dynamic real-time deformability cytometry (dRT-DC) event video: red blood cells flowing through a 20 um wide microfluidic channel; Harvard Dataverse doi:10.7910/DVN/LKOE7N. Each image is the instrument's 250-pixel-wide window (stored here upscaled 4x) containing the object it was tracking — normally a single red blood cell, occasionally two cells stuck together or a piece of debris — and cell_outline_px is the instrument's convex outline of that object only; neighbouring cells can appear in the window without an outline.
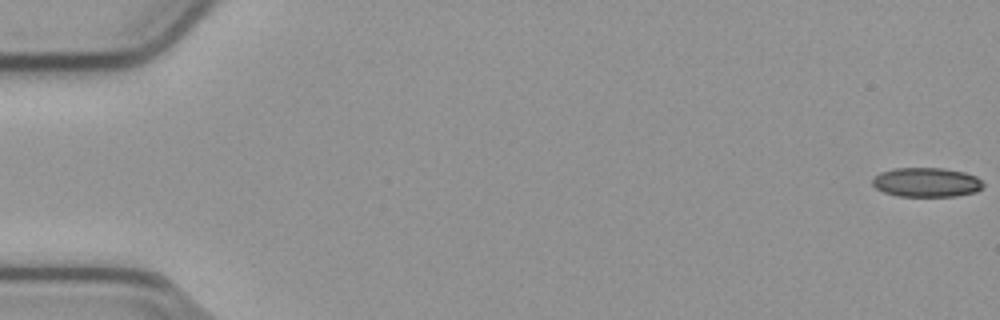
{"species": "common noctule bat (a hibernating species)", "species_latin": "Nyctalus noctula", "temperature_condition": "cold", "stored_images_in_passage": 55, "camera_frame_rate_fps": 3000, "um_per_image_px": 0.085, "animal": {"sex": "male", "body_mass_g": 23.1, "forearm_length_mm": 52.7}, "frame": {"image": 1, "passage_image": 1, "time_ms": 0.0, "image_size_px": [1000, 320], "cell_outline_px": [[984, 184], [976, 192], [956, 196], [896, 196], [884, 192], [876, 188], [872, 184], [872, 176], [880, 172], [896, 168], [944, 168], [964, 172], [976, 176]], "centroid_in_image_um": [78.72, 15.49], "position_along_channel_um": 6.3, "area_um2": 19.02}}
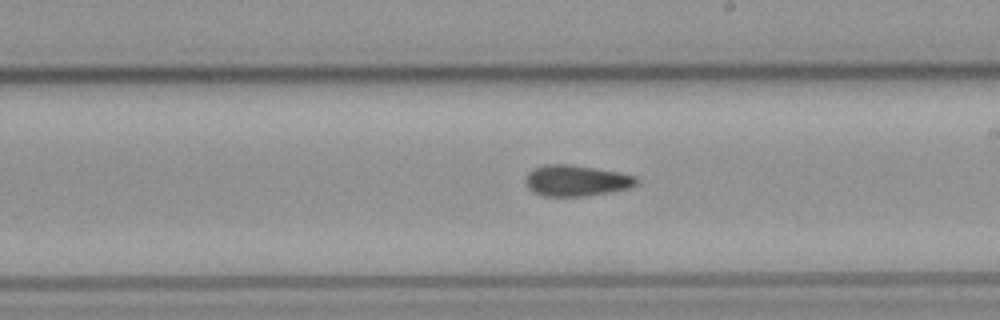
{"frame": {"image": 2, "passage_image": 32, "time_ms": 10.333, "image_size_px": [1000, 320], "cell_outline_px": [[640, 180], [636, 184], [628, 188], [608, 192], [584, 196], [544, 196], [532, 192], [528, 188], [524, 180], [528, 172], [532, 168], [544, 164], [568, 164], [620, 172], [636, 176]], "centroid_in_image_um": [48.94, 15.34], "position_along_channel_um": 240.1, "area_um2": 20.17}}
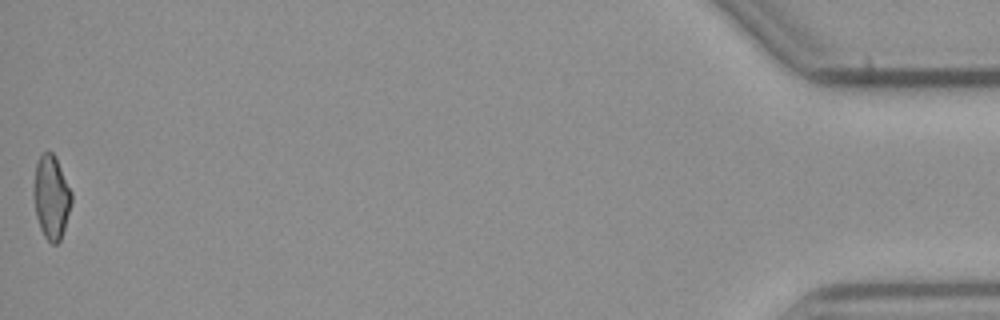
{"frame": {"image": 3, "passage_image": 55, "time_ms": 18.0, "image_size_px": [1000, 320], "cell_outline_px": [[72, 204], [60, 240], [56, 244], [52, 244], [44, 236], [40, 228], [36, 216], [32, 192], [32, 188], [36, 164], [40, 156], [44, 152], [52, 152], [56, 156], [72, 192]], "centroid_in_image_um": [4.35, 16.74], "position_along_channel_um": 430.8, "area_um2": 18.67}, "authors_computed_cell_mechanics": {"area_um2": 19.7676, "velocity_mm_per_s": 3.8072, "shape_relaxation_time_tau1_ms": null, "shape_relaxation_time_tau2_ms": 4.3394, "deformation_change_tau1": null, "deformation_change_tau2": 0.125}}